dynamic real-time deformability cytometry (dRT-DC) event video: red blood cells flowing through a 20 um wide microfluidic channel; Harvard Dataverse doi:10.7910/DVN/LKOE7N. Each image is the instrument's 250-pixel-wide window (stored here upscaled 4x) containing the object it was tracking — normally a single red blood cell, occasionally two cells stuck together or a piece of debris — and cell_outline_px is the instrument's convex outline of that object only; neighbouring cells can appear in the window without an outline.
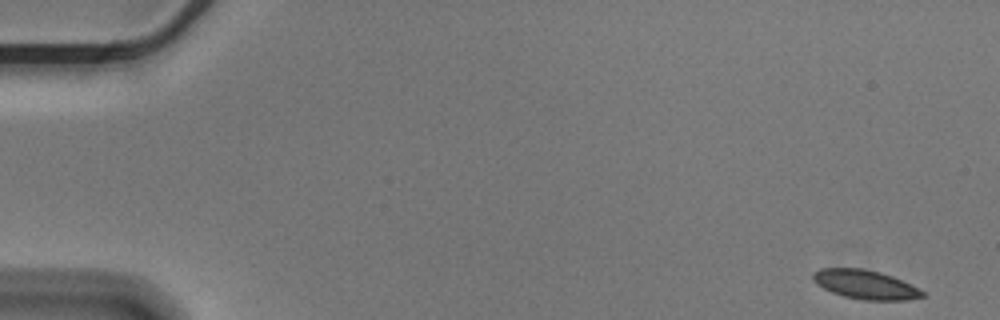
{"species": "Egyptian fruit bat (a non-hibernating species)", "species_latin": "Rousettus aegyptiacus", "temperature_condition": "cold", "stored_images_in_passage": 55, "camera_frame_rate_fps": 3000, "um_per_image_px": 0.085, "animal": {"sex": "male"}, "frame": {"image": 1, "passage_image": 1, "time_ms": 0.0, "image_size_px": [1000, 320], "cell_outline_px": [[928, 296], [908, 300], [864, 300], [844, 296], [832, 292], [816, 284], [812, 280], [812, 272], [820, 268], [864, 268], [880, 272], [892, 276], [924, 292]], "centroid_in_image_um": [73.52, 24.18], "position_along_channel_um": 11.5, "area_um2": 18.5}}
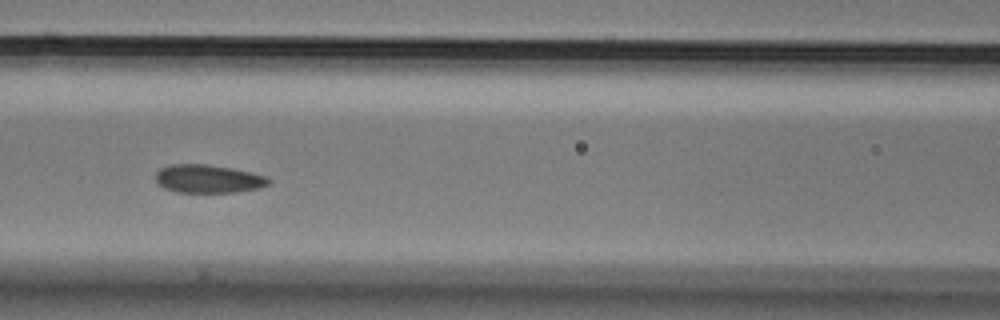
{"frame": {"image": 2, "passage_image": 24, "time_ms": 7.667, "image_size_px": [1000, 320], "cell_outline_px": [[272, 180], [268, 184], [260, 188], [236, 192], [176, 192], [164, 188], [156, 180], [156, 172], [160, 168], [168, 164], [208, 164], [232, 168], [252, 172], [268, 176]], "centroid_in_image_um": [17.72, 15.19], "position_along_channel_um": 148.9, "area_um2": 18.79}}
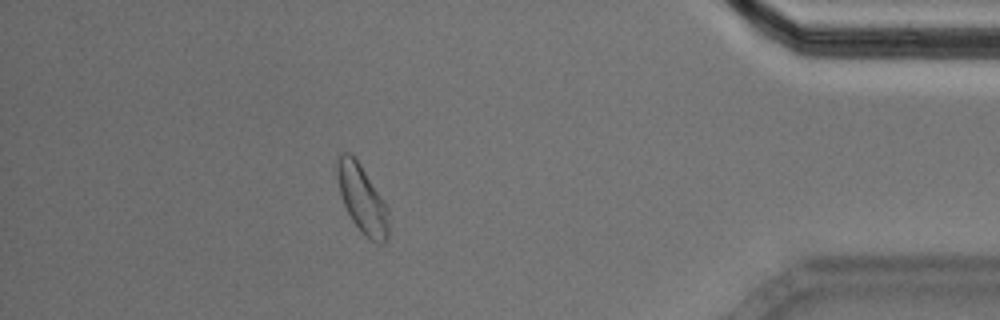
{"frame": {"image": 3, "passage_image": 49, "time_ms": 16.0, "image_size_px": [1000, 320], "cell_outline_px": [[388, 236], [384, 244], [376, 244], [364, 236], [352, 220], [344, 204], [340, 192], [336, 176], [336, 160], [340, 152], [348, 152], [360, 164], [388, 208]], "centroid_in_image_um": [30.77, 16.94], "position_along_channel_um": 404.4, "area_um2": 20.29}, "authors_computed_cell_mechanics": {"area_um2": 19.1318, "velocity_mm_per_s": 3.5528, "shape_relaxation_time_tau1_ms": 7.2024, "shape_relaxation_time_tau2_ms": 1.8903, "deformation_change_tau1": 0.1185, "deformation_change_tau2": 0.0516}}